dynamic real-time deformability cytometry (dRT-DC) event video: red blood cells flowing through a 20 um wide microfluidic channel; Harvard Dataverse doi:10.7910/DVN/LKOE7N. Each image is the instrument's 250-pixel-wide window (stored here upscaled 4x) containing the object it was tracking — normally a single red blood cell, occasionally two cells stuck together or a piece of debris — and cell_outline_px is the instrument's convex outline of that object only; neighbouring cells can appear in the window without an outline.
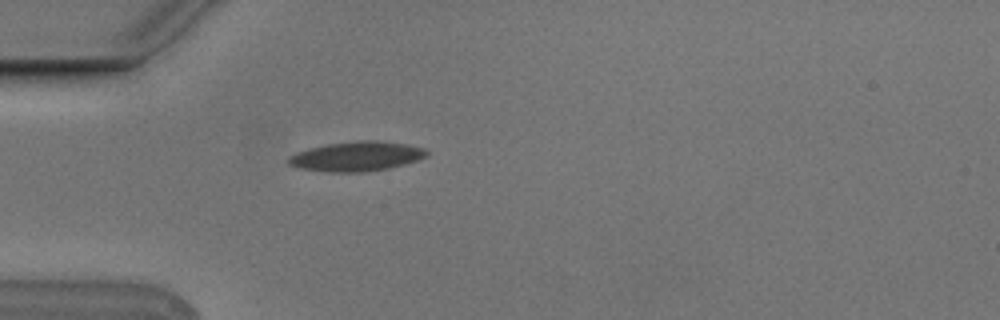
{"species": "Egyptian fruit bat (a non-hibernating species)", "species_latin": "Rousettus aegyptiacus", "temperature_condition": "cold", "stored_images_in_passage": 1, "camera_frame_rate_fps": 3000, "um_per_image_px": 0.085, "animal": {"sex": "male"}, "frame": {"image": 1, "passage_image": 1, "time_ms": 0.0, "image_size_px": [1000, 320], "cell_outline_px": [[428, 156], [404, 164], [388, 168], [364, 172], [328, 172], [300, 168], [288, 164], [288, 156], [296, 152], [308, 148], [328, 144], [360, 140], [376, 140], [408, 144], [424, 148], [428, 152]], "centroid_in_image_um": [30.3, 13.28], "position_along_channel_um": 54.7, "area_um2": 23.87}}